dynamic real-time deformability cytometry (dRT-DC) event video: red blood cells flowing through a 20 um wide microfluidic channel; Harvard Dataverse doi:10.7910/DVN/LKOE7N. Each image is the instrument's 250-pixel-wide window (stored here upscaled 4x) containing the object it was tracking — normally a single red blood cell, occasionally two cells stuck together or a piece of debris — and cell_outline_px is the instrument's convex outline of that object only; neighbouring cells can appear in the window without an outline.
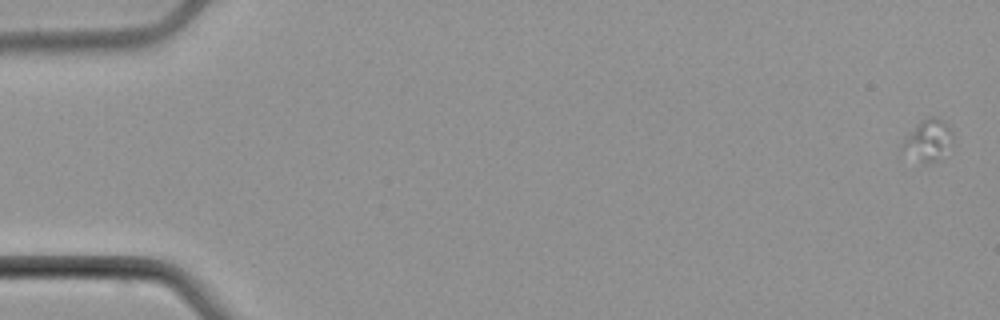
{"species": "common noctule bat (a hibernating species)", "species_latin": "Nyctalus noctula", "temperature_condition": "cold", "stored_images_in_passage": 5, "camera_frame_rate_fps": 3000, "um_per_image_px": 0.085, "animal": {"sex": "male", "body_mass_g": 21.5, "forearm_length_mm": 52.0}, "frame": {"image": 1, "passage_image": 1, "time_ms": 0.0, "image_size_px": [1000, 320], "cell_outline_px": [[952, 136], [940, 160], [924, 164], [904, 144], [904, 140], [912, 128], [920, 120], [928, 116], [932, 116], [940, 120], [952, 132]], "centroid_in_image_um": [78.93, 11.86], "position_along_channel_um": 6.1, "area_um2": 10.98}}